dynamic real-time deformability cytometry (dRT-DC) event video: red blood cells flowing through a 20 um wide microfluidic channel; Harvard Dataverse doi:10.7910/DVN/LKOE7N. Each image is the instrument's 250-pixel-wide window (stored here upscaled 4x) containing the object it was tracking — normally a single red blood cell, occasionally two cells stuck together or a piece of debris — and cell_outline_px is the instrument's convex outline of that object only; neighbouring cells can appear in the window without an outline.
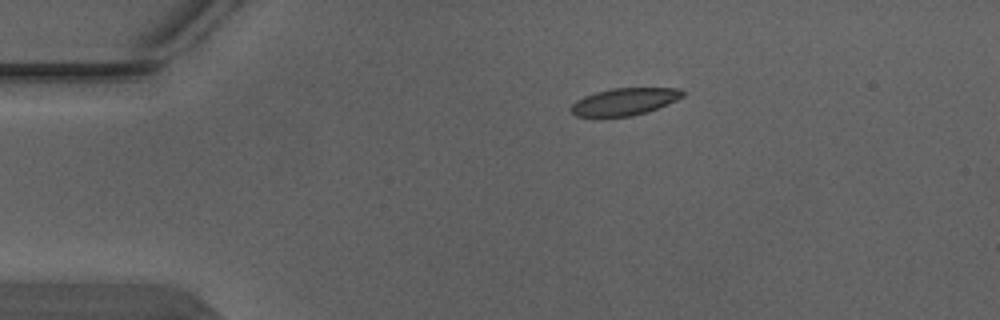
{"species": "Egyptian fruit bat (a non-hibernating species)", "species_latin": "Rousettus aegyptiacus", "temperature_condition": "warm", "stored_images_in_passage": 4, "camera_frame_rate_fps": 3000, "um_per_image_px": 0.085, "animal": {"sex": "male"}, "frame": {"image": 1, "passage_image": 2, "time_ms": 0.333, "image_size_px": [1000, 320], "cell_outline_px": [[684, 96], [668, 104], [632, 116], [576, 116], [568, 108], [576, 100], [584, 96], [596, 92], [612, 88], [680, 88], [684, 92]], "centroid_in_image_um": [53.07, 8.63], "position_along_channel_um": 31.9, "area_um2": 17.51}}
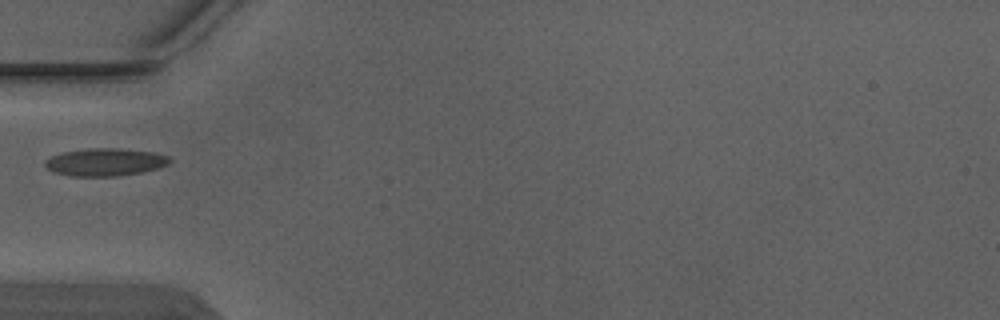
{"frame": {"image": 2, "passage_image": 4, "time_ms": 1.0, "image_size_px": [1000, 320], "cell_outline_px": [[172, 160], [168, 164], [156, 168], [140, 172], [116, 176], [72, 176], [56, 172], [48, 168], [44, 164], [44, 160], [52, 156], [64, 152], [92, 148], [116, 148], [152, 152], [168, 156]], "centroid_in_image_um": [8.94, 13.77], "position_along_channel_um": 76.1, "area_um2": 19.71}}